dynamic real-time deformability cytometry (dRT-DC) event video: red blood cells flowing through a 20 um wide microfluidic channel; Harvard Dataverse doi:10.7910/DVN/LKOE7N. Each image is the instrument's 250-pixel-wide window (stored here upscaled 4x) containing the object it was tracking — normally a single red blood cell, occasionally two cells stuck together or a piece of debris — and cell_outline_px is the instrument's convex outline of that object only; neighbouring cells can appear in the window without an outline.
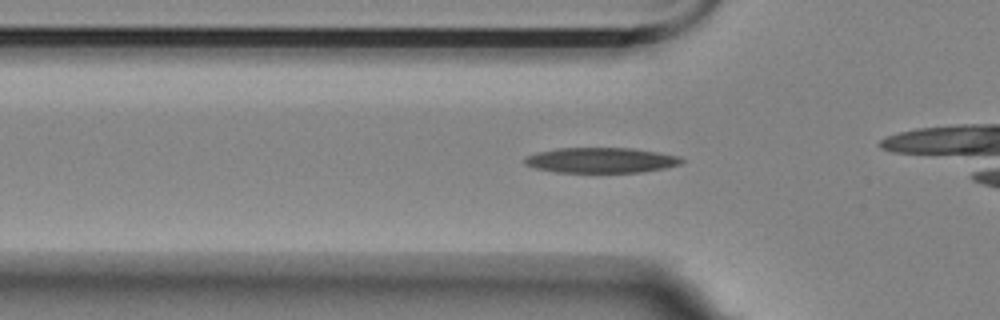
{"species": "Egyptian fruit bat (a non-hibernating species)", "species_latin": "Rousettus aegyptiacus", "temperature_condition": "room temperature", "stored_images_in_passage": 36, "camera_frame_rate_fps": 3000, "um_per_image_px": 0.085, "animal": {"sex": "female"}, "frame": {"image": 1, "passage_image": 10, "time_ms": 3.0, "image_size_px": [1000, 320], "cell_outline_px": [[684, 160], [680, 164], [664, 168], [640, 172], [556, 172], [536, 168], [524, 164], [524, 156], [536, 152], [556, 148], [628, 148], [656, 152], [680, 156]], "centroid_in_image_um": [51.03, 13.61], "position_along_channel_um": 74.8, "area_um2": 23.06}}
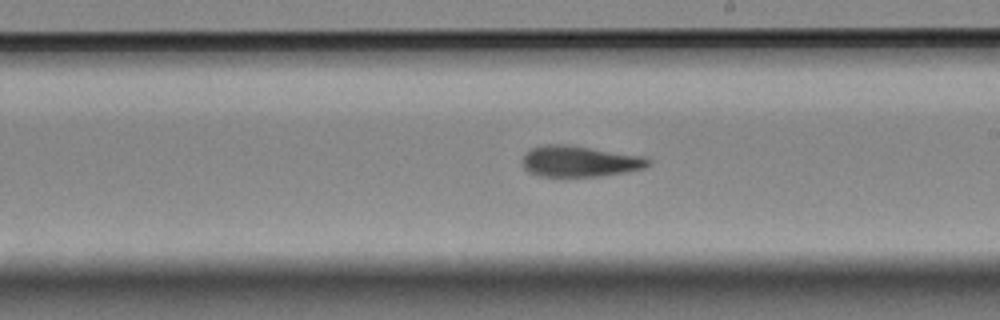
{"frame": {"image": 2, "passage_image": 24, "time_ms": 7.667, "image_size_px": [1000, 320], "cell_outline_px": [[652, 160], [644, 168], [624, 172], [600, 176], [540, 176], [528, 172], [524, 168], [524, 152], [532, 148], [548, 144], [568, 144], [644, 156]], "centroid_in_image_um": [49.27, 13.7], "position_along_channel_um": 239.7, "area_um2": 22.66}}
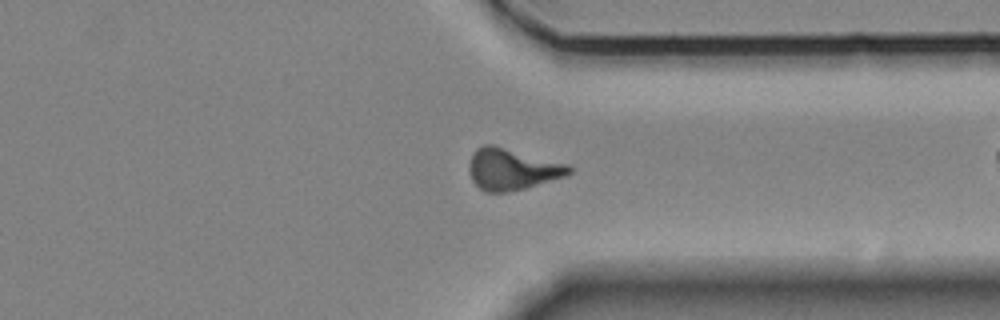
{"frame": {"image": 3, "passage_image": 35, "time_ms": 11.333, "image_size_px": [1000, 320], "cell_outline_px": [[572, 172], [568, 176], [524, 188], [508, 192], [484, 192], [472, 180], [468, 168], [472, 156], [476, 148], [484, 144], [492, 144], [568, 164], [572, 168]], "centroid_in_image_um": [43.54, 14.38], "position_along_channel_um": 367.9, "area_um2": 24.1}}